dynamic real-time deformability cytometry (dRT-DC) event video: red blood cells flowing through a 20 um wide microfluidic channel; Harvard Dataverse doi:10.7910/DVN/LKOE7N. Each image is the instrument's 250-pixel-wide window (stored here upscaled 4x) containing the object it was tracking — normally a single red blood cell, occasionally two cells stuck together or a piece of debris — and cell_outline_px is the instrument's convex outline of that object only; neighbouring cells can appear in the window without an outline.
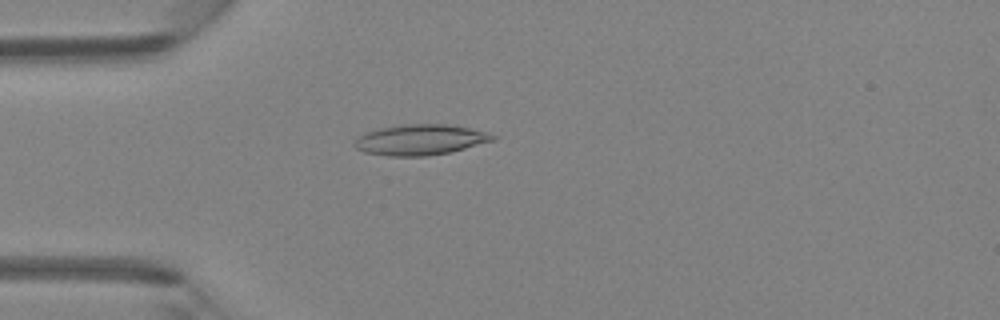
{"species": "Egyptian fruit bat (a non-hibernating species)", "species_latin": "Rousettus aegyptiacus", "temperature_condition": "room temperature", "stored_images_in_passage": 4, "camera_frame_rate_fps": 3000, "um_per_image_px": 0.085, "animal": {"sex": "female"}, "frame": {"image": 1, "passage_image": 4, "time_ms": 3.667, "image_size_px": [1000, 320], "cell_outline_px": [[496, 140], [452, 152], [428, 156], [388, 156], [364, 152], [356, 148], [352, 144], [364, 132], [380, 128], [404, 124], [448, 124], [488, 132], [496, 136]], "centroid_in_image_um": [35.74, 11.88], "position_along_channel_um": 49.3, "area_um2": 24.8}}